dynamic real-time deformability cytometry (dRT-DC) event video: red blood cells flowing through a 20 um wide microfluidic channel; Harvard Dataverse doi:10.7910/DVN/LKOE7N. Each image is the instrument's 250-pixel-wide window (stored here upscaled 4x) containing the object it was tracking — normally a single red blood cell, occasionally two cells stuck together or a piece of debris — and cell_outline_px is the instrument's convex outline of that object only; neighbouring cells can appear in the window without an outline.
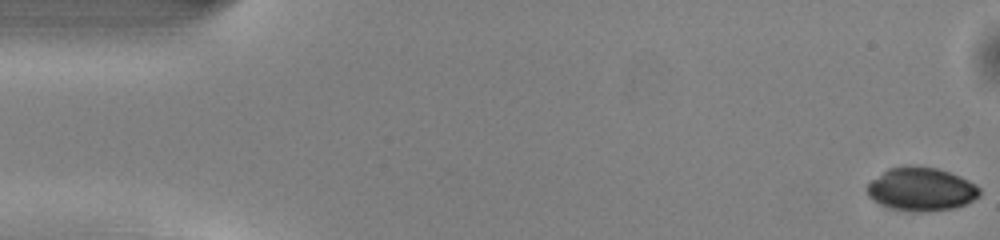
{"species": "common noctule bat (a hibernating species)", "species_latin": "Nyctalus noctula", "temperature_condition": "warm", "stored_images_in_passage": 50, "camera_frame_rate_fps": 3000, "um_per_image_px": 0.085, "animal": {"sex": "male", "body_mass_g": 13.0, "forearm_length_mm": 53.1}, "frame": {"image": 1, "passage_image": 1, "time_ms": 0.0, "image_size_px": [1000, 240], "cell_outline_px": [[980, 196], [964, 204], [952, 208], [920, 212], [892, 208], [880, 204], [868, 196], [864, 188], [872, 180], [888, 168], [908, 164], [936, 168], [960, 176], [976, 184], [980, 188]], "centroid_in_image_um": [78.28, 16.06], "position_along_channel_um": 6.7, "area_um2": 28.44}}
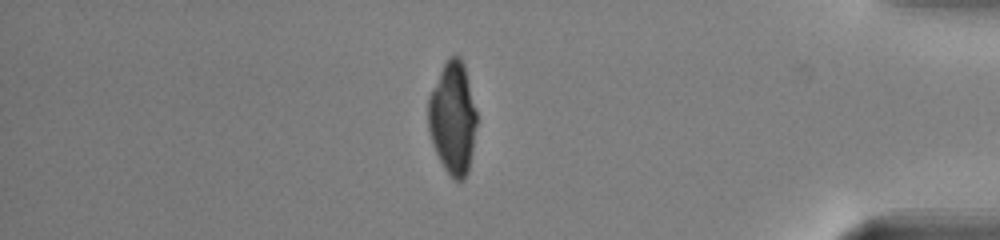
{"frame": {"image": 2, "passage_image": 43, "time_ms": 14.0, "image_size_px": [1000, 240], "cell_outline_px": [[476, 124], [468, 172], [464, 180], [456, 180], [444, 168], [436, 152], [428, 128], [428, 96], [448, 56], [460, 56], [464, 64], [476, 108]], "centroid_in_image_um": [38.48, 10.01], "position_along_channel_um": 396.7, "area_um2": 31.44}}
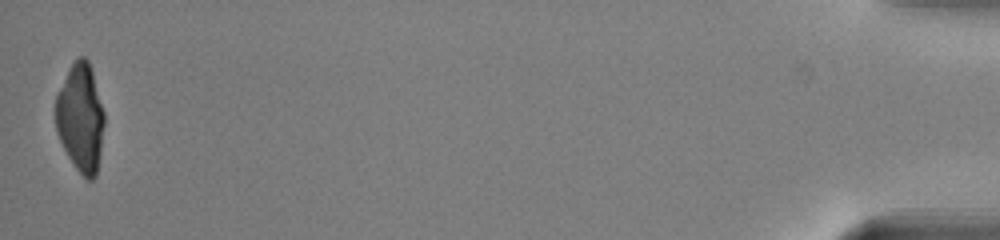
{"frame": {"image": 3, "passage_image": 50, "time_ms": 16.333, "image_size_px": [1000, 240], "cell_outline_px": [[104, 124], [100, 152], [96, 176], [92, 180], [88, 180], [76, 168], [68, 156], [56, 132], [56, 96], [76, 56], [84, 56], [88, 60], [92, 72], [104, 112]], "centroid_in_image_um": [6.85, 10.02], "position_along_channel_um": 428.4, "area_um2": 30.23}}